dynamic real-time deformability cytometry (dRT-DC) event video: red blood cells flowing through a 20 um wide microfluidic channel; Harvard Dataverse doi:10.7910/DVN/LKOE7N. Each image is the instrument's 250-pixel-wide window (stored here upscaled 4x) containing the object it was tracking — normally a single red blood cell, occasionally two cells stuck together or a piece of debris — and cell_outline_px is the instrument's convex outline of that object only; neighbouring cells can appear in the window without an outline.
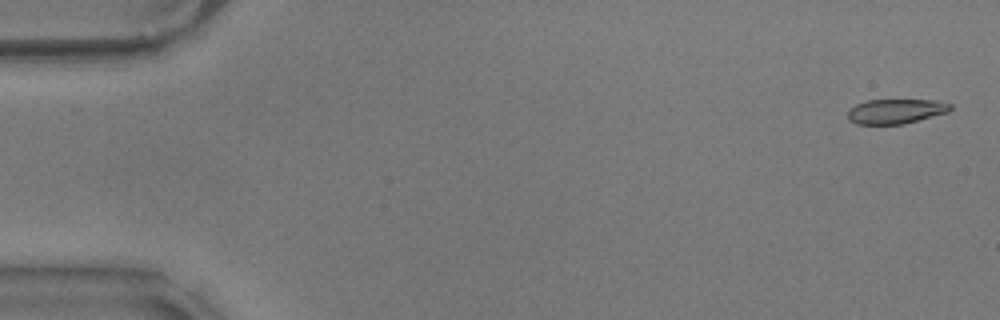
{"species": "common noctule bat (a hibernating species)", "species_latin": "Nyctalus noctula", "temperature_condition": "warm", "stored_images_in_passage": 57, "camera_frame_rate_fps": 3000, "um_per_image_px": 0.085, "animal": {"sex": "male", "body_mass_g": 17.9}, "frame": {"image": 1, "passage_image": 2, "time_ms": 0.333, "image_size_px": [1000, 320], "cell_outline_px": [[952, 108], [948, 112], [904, 124], [856, 124], [848, 120], [848, 112], [856, 104], [868, 100], [936, 100], [952, 104]], "centroid_in_image_um": [76.16, 9.46], "position_along_channel_um": 8.8, "area_um2": 14.74}}
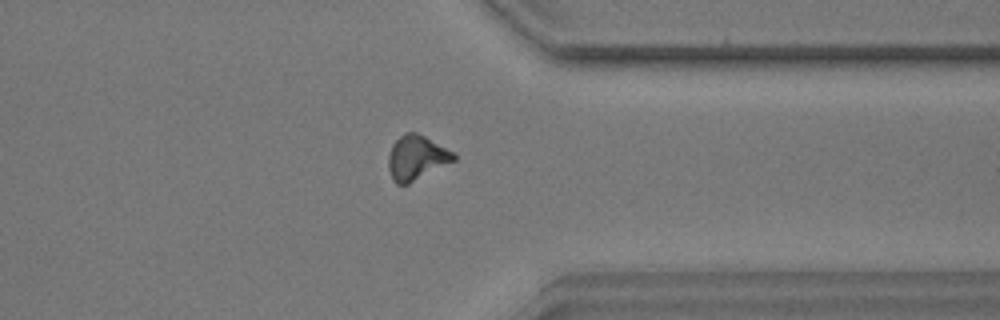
{"frame": {"image": 2, "passage_image": 45, "time_ms": 14.667, "image_size_px": [1000, 320], "cell_outline_px": [[456, 160], [408, 184], [396, 184], [392, 180], [388, 168], [388, 156], [392, 144], [404, 132], [416, 132], [456, 152]], "centroid_in_image_um": [35.41, 13.4], "position_along_channel_um": 376.0, "area_um2": 17.11}}
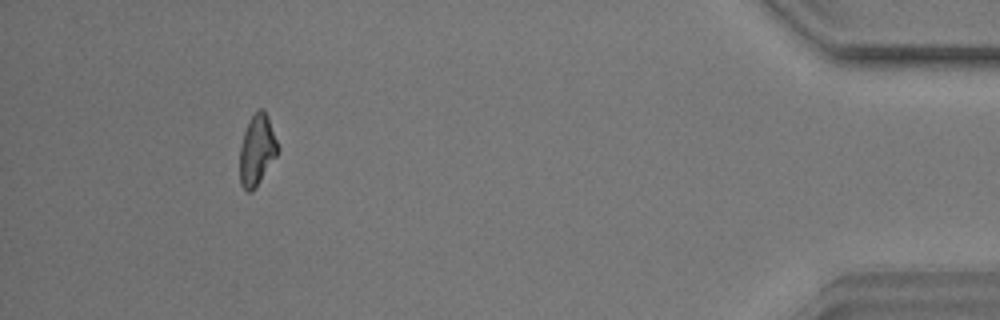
{"frame": {"image": 3, "passage_image": 53, "time_ms": 17.333, "image_size_px": [1000, 320], "cell_outline_px": [[280, 152], [256, 188], [252, 192], [248, 192], [240, 184], [240, 144], [248, 120], [256, 108], [264, 108], [268, 116], [280, 148]], "centroid_in_image_um": [21.86, 12.73], "position_along_channel_um": 413.3, "area_um2": 16.24}, "authors_computed_cell_mechanics": {"area_um2": 16.2418, "velocity_mm_per_s": 3.5498, "shape_relaxation_time_tau1_ms": 10.6673, "shape_relaxation_time_tau2_ms": 3.5805, "deformation_change_tau1": 0.2853, "deformation_change_tau2": 0.1356}}